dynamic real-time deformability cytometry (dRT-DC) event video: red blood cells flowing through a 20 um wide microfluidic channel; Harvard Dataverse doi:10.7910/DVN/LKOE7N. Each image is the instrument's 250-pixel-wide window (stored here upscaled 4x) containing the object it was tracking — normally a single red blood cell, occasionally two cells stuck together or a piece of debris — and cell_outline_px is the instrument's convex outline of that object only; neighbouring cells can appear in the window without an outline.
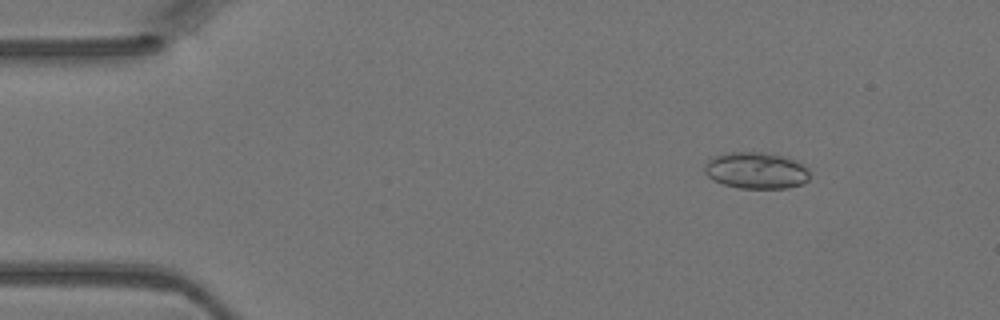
{"species": "Egyptian fruit bat (a non-hibernating species)", "species_latin": "Rousettus aegyptiacus", "temperature_condition": "warm", "stored_images_in_passage": 3, "camera_frame_rate_fps": 3000, "um_per_image_px": 0.085, "animal": {"sex": "female"}, "frame": {"image": 1, "passage_image": 1, "time_ms": 0.0, "image_size_px": [1000, 320], "cell_outline_px": [[808, 180], [804, 184], [788, 188], [740, 188], [724, 184], [708, 176], [704, 172], [704, 168], [708, 160], [712, 156], [728, 152], [760, 152], [784, 156], [796, 160], [808, 168]], "centroid_in_image_um": [64.29, 14.48], "position_along_channel_um": 20.7, "area_um2": 22.43}}